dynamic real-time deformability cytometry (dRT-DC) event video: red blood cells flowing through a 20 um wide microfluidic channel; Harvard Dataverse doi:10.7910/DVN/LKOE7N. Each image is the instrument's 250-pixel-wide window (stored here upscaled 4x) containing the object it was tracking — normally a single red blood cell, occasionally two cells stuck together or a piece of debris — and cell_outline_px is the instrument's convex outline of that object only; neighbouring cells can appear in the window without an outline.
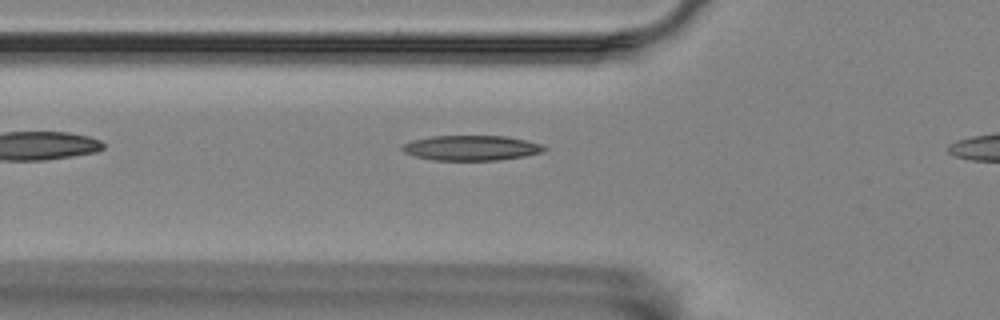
{"species": "Egyptian fruit bat (a non-hibernating species)", "species_latin": "Rousettus aegyptiacus", "temperature_condition": "room temperature", "stored_images_in_passage": 32, "camera_frame_rate_fps": 3000, "um_per_image_px": 0.085, "animal": {"sex": "female"}, "frame": {"image": 1, "passage_image": 2, "time_ms": 0.333, "image_size_px": [1000, 320], "cell_outline_px": [[548, 148], [544, 152], [524, 156], [496, 160], [436, 160], [416, 156], [404, 152], [400, 148], [404, 144], [412, 140], [432, 136], [508, 136], [540, 144]], "centroid_in_image_um": [40.07, 12.57], "position_along_channel_um": 85.7, "area_um2": 20.58}}
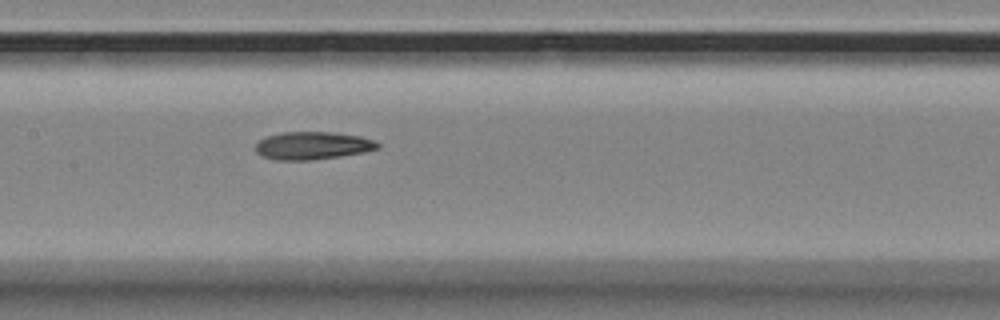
{"frame": {"image": 2, "passage_image": 10, "time_ms": 3.0, "image_size_px": [1000, 320], "cell_outline_px": [[380, 148], [364, 152], [340, 156], [308, 160], [276, 160], [264, 156], [256, 152], [256, 144], [260, 140], [268, 136], [280, 132], [332, 132], [360, 136], [372, 140], [380, 144]], "centroid_in_image_um": [26.58, 12.37], "position_along_channel_um": 180.8, "area_um2": 19.59}}
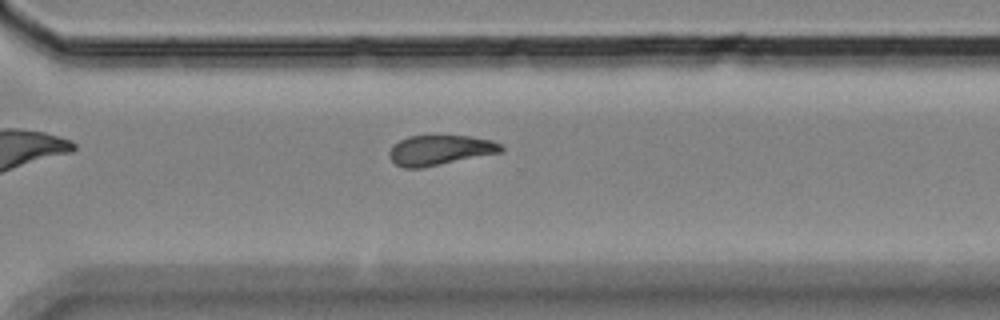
{"frame": {"image": 3, "passage_image": 23, "time_ms": 7.333, "image_size_px": [1000, 320], "cell_outline_px": [[504, 148], [500, 152], [420, 168], [404, 168], [396, 164], [388, 156], [388, 152], [392, 144], [408, 136], [468, 136], [492, 140], [500, 144]], "centroid_in_image_um": [37.34, 12.75], "position_along_channel_um": 333.3, "area_um2": 19.31}}